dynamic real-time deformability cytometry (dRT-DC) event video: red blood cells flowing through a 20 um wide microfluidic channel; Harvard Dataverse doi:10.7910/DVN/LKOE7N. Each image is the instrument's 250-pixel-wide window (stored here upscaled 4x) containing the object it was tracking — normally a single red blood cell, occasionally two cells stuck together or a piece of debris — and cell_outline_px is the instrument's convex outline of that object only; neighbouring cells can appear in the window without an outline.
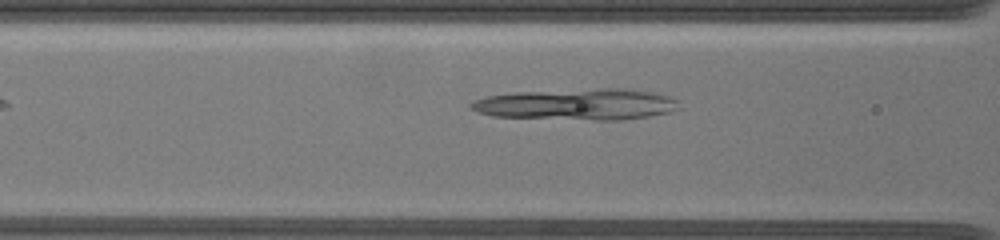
{"species": "common noctule bat (a hibernating species)", "species_latin": "Nyctalus noctula", "temperature_condition": "warm", "stored_images_in_passage": 8, "camera_frame_rate_fps": 3000, "um_per_image_px": 0.085, "animal": {"sex": "female", "body_mass_g": 19.5, "forearm_length_mm": 54.1}, "frame": {"image": 1, "passage_image": 3, "time_ms": 0.333, "image_size_px": [1000, 240], "cell_outline_px": [[680, 108], [672, 112], [624, 120], [592, 120], [492, 116], [468, 108], [468, 104], [472, 100], [488, 96], [516, 92], [600, 88], [628, 88], [652, 92], [668, 96], [676, 100]], "centroid_in_image_um": [49.05, 8.87], "position_along_channel_um": 117.5, "area_um2": 38.15}}